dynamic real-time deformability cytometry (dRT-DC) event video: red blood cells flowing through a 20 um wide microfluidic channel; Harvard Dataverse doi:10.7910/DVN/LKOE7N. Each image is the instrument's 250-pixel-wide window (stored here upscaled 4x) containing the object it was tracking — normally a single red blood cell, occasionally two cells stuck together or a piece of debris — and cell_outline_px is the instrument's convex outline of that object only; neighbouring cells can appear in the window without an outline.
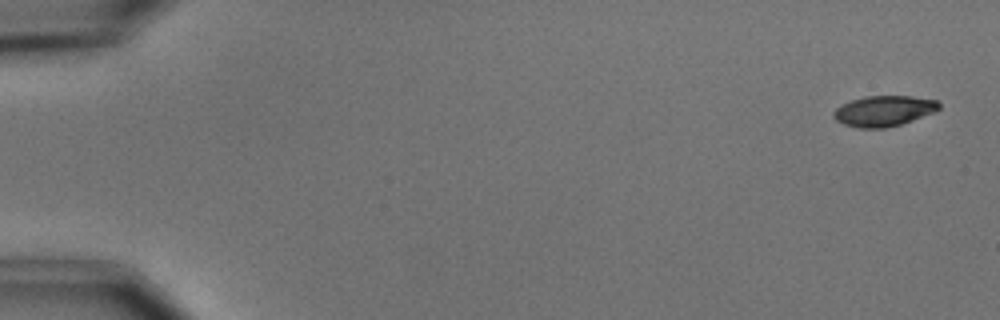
{"species": "common noctule bat (a hibernating species)", "species_latin": "Nyctalus noctula", "temperature_condition": "cold", "stored_images_in_passage": 5, "camera_frame_rate_fps": 3000, "um_per_image_px": 0.085, "animal": {"sex": "male", "body_mass_g": 15.6}, "frame": {"image": 1, "passage_image": 1, "time_ms": 0.0, "image_size_px": [1000, 320], "cell_outline_px": [[940, 108], [936, 112], [900, 124], [884, 128], [856, 128], [844, 124], [836, 120], [832, 116], [832, 112], [836, 108], [852, 100], [864, 96], [912, 96], [936, 100], [940, 104]], "centroid_in_image_um": [75.12, 9.43], "position_along_channel_um": 9.9, "area_um2": 18.79}}
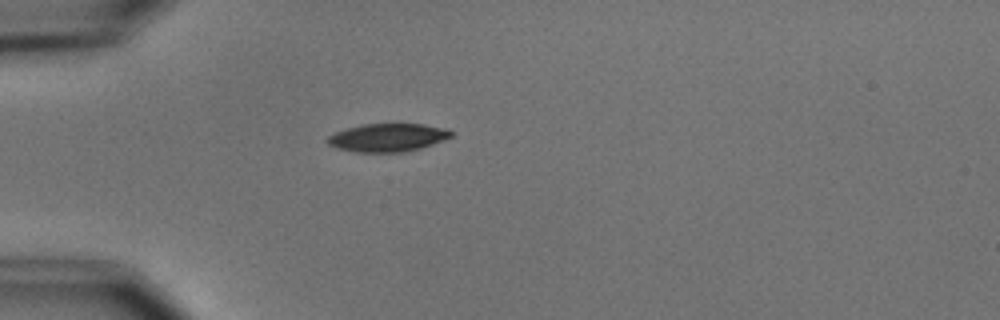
{"frame": {"image": 2, "passage_image": 5, "time_ms": 4.667, "image_size_px": [1000, 320], "cell_outline_px": [[452, 136], [432, 144], [420, 148], [404, 152], [356, 152], [340, 148], [328, 144], [324, 140], [328, 136], [336, 132], [348, 128], [364, 124], [424, 124], [440, 128], [452, 132]], "centroid_in_image_um": [32.91, 11.7], "position_along_channel_um": 52.1, "area_um2": 19.88}}